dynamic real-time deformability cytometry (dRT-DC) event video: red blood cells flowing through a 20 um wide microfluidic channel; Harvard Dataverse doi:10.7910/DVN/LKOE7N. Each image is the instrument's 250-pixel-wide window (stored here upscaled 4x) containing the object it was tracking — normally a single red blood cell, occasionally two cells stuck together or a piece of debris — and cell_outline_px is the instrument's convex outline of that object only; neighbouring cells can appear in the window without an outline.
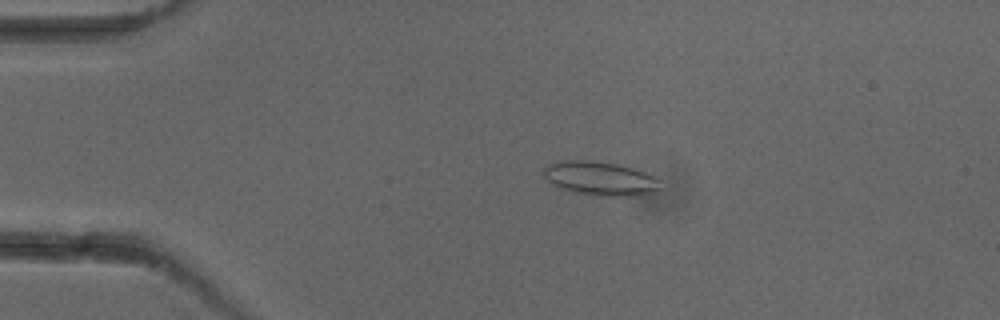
{"species": "common noctule bat (a hibernating species)", "species_latin": "Nyctalus noctula", "temperature_condition": "cold", "stored_images_in_passage": 4, "camera_frame_rate_fps": 3000, "um_per_image_px": 0.085, "animal": {"sex": "female"}, "frame": {"image": 1, "passage_image": 3, "time_ms": 2.333, "image_size_px": [1000, 320], "cell_outline_px": [[668, 188], [664, 192], [640, 196], [596, 196], [572, 192], [560, 188], [552, 184], [544, 176], [544, 168], [548, 164], [556, 160], [588, 160], [616, 164], [632, 168], [656, 176], [664, 180]], "centroid_in_image_um": [51.19, 15.2], "position_along_channel_um": 33.8, "area_um2": 24.16}}